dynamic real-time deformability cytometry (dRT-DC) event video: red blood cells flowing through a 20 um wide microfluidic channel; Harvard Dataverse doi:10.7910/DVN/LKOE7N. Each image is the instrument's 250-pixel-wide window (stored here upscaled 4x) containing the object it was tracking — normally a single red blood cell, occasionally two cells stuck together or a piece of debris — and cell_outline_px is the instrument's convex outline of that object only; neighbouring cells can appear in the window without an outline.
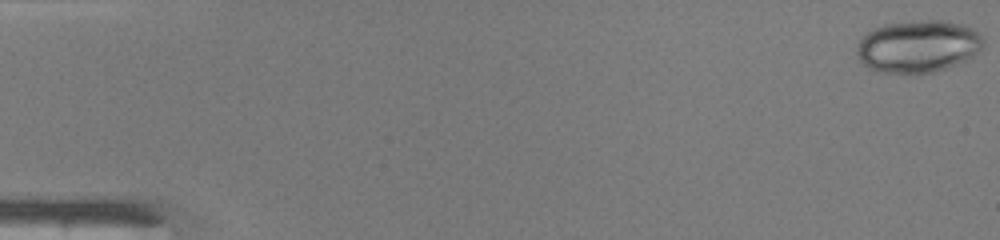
{"species": "common noctule bat (a hibernating species)", "species_latin": "Nyctalus noctula", "temperature_condition": "warm", "stored_images_in_passage": 48, "camera_frame_rate_fps": 3000, "um_per_image_px": 0.085, "animal": {"sex": "male", "body_mass_g": 19.0, "forearm_length_mm": 50.8}, "frame": {"image": 1, "passage_image": 1, "time_ms": 0.0, "image_size_px": [1000, 240], "cell_outline_px": [[984, 48], [972, 56], [956, 64], [936, 72], [908, 76], [880, 72], [864, 64], [856, 56], [856, 44], [868, 32], [884, 24], [912, 20], [944, 20], [964, 24], [972, 28], [984, 40]], "centroid_in_image_um": [78.03, 3.96], "position_along_channel_um": 7.0, "area_um2": 39.3}}
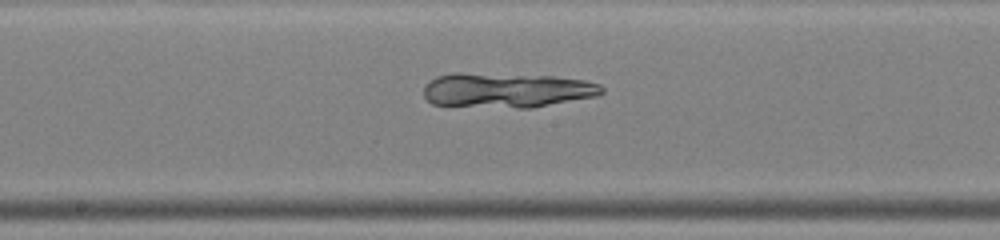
{"frame": {"image": 2, "passage_image": 26, "time_ms": 8.333, "image_size_px": [1000, 240], "cell_outline_px": [[604, 92], [596, 96], [532, 108], [520, 108], [432, 104], [424, 96], [424, 84], [436, 76], [452, 72], [460, 72], [552, 76], [584, 80], [600, 84], [604, 88]], "centroid_in_image_um": [43.06, 7.65], "position_along_channel_um": 205.1, "area_um2": 36.3}}
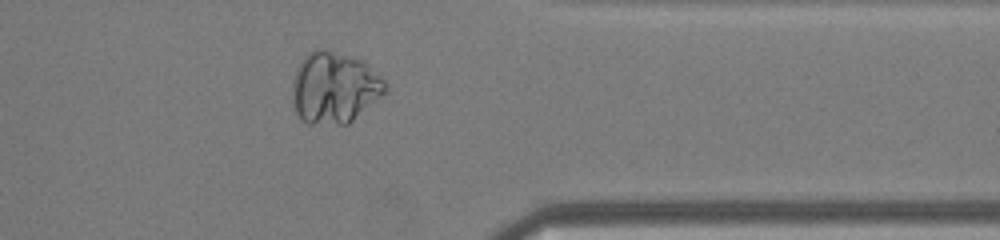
{"frame": {"image": 3, "passage_image": 39, "time_ms": 12.667, "image_size_px": [1000, 240], "cell_outline_px": [[388, 92], [348, 124], [308, 124], [300, 120], [296, 112], [292, 100], [292, 80], [296, 68], [304, 56], [308, 52], [316, 48], [324, 48], [364, 60], [380, 72], [388, 84]], "centroid_in_image_um": [28.45, 7.43], "position_along_channel_um": 382.9, "area_um2": 39.82}}